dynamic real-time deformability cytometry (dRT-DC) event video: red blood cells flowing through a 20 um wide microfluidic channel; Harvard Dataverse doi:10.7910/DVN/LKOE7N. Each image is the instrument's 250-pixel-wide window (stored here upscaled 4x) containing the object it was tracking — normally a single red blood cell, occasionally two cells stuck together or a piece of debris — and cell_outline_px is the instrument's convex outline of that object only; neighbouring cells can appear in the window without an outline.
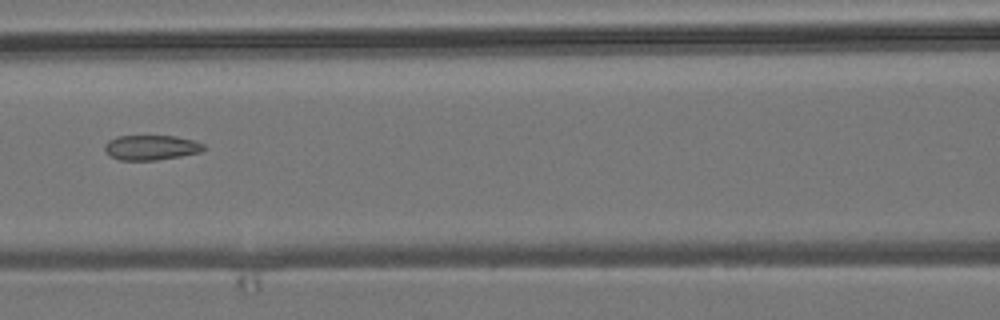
{"species": "common noctule bat (a hibernating species)", "species_latin": "Nyctalus noctula", "temperature_condition": "room temperature", "stored_images_in_passage": 4, "camera_frame_rate_fps": 3000, "um_per_image_px": 0.085, "animal": {"sex": "male", "body_mass_g": 19.2, "forearm_length_mm": 51.8}, "frame": {"image": 1, "passage_image": 4, "time_ms": 3.333, "image_size_px": [1000, 320], "cell_outline_px": [[208, 148], [200, 152], [180, 156], [156, 160], [120, 160], [112, 156], [104, 148], [104, 144], [108, 140], [116, 136], [176, 136], [196, 140], [204, 144]], "centroid_in_image_um": [12.89, 12.53], "position_along_channel_um": 153.7, "area_um2": 14.45}}